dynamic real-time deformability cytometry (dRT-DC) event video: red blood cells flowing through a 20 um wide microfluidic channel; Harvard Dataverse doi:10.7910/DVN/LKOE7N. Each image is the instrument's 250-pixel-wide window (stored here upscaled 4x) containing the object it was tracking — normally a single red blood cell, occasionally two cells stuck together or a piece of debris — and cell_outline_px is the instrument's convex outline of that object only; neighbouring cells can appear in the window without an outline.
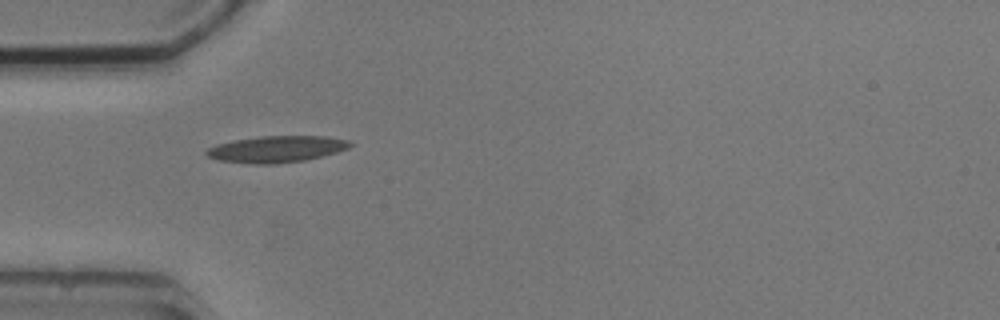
{"species": "common noctule bat (a hibernating species)", "species_latin": "Nyctalus noctula", "temperature_condition": "cold", "stored_images_in_passage": 7, "camera_frame_rate_fps": 3000, "um_per_image_px": 0.085, "animal": {"sex": "male", "body_mass_g": 20.5, "forearm_length_mm": 52.5}, "frame": {"image": 1, "passage_image": 1, "time_ms": 0.0, "image_size_px": [1000, 320], "cell_outline_px": [[352, 144], [348, 148], [336, 152], [304, 160], [276, 164], [256, 164], [220, 160], [208, 156], [204, 152], [208, 148], [216, 144], [232, 140], [260, 136], [328, 136], [352, 140]], "centroid_in_image_um": [23.52, 12.66], "position_along_channel_um": 61.5, "area_um2": 22.2}}
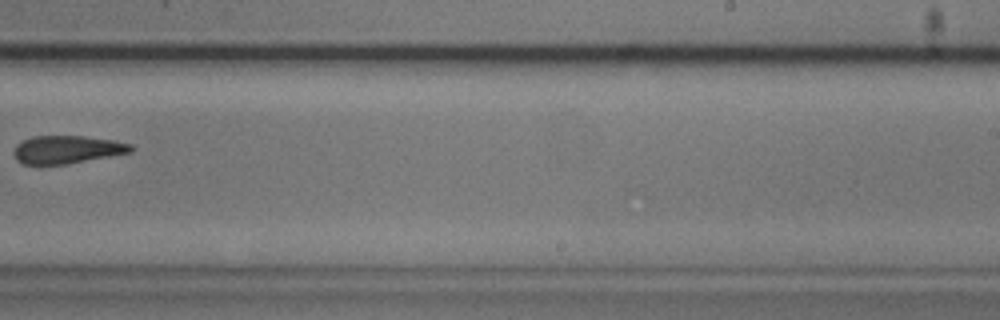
{"frame": {"image": 2, "passage_image": 6, "time_ms": 6.0, "image_size_px": [1000, 320], "cell_outline_px": [[136, 148], [132, 152], [68, 164], [24, 164], [16, 160], [12, 152], [16, 144], [32, 136], [84, 136], [112, 140], [132, 144]], "centroid_in_image_um": [5.71, 12.71], "position_along_channel_um": 283.3, "area_um2": 19.19}}